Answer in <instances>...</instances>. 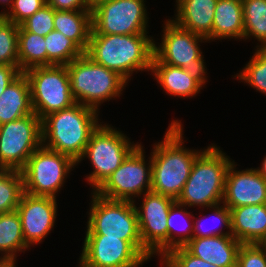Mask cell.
<instances>
[{
    "label": "cell",
    "mask_w": 266,
    "mask_h": 267,
    "mask_svg": "<svg viewBox=\"0 0 266 267\" xmlns=\"http://www.w3.org/2000/svg\"><path fill=\"white\" fill-rule=\"evenodd\" d=\"M85 235H106L128 241L147 261L152 254L142 245L135 202L111 200L91 192Z\"/></svg>",
    "instance_id": "cell-5"
},
{
    "label": "cell",
    "mask_w": 266,
    "mask_h": 267,
    "mask_svg": "<svg viewBox=\"0 0 266 267\" xmlns=\"http://www.w3.org/2000/svg\"><path fill=\"white\" fill-rule=\"evenodd\" d=\"M236 267H266V246L261 244H241Z\"/></svg>",
    "instance_id": "cell-37"
},
{
    "label": "cell",
    "mask_w": 266,
    "mask_h": 267,
    "mask_svg": "<svg viewBox=\"0 0 266 267\" xmlns=\"http://www.w3.org/2000/svg\"><path fill=\"white\" fill-rule=\"evenodd\" d=\"M162 42H154V56L164 64L180 67L199 74L207 80L204 56L199 43L208 42V39L185 30L176 25L171 19L163 26Z\"/></svg>",
    "instance_id": "cell-11"
},
{
    "label": "cell",
    "mask_w": 266,
    "mask_h": 267,
    "mask_svg": "<svg viewBox=\"0 0 266 267\" xmlns=\"http://www.w3.org/2000/svg\"><path fill=\"white\" fill-rule=\"evenodd\" d=\"M54 30L73 40L85 52L92 30V11L54 9Z\"/></svg>",
    "instance_id": "cell-24"
},
{
    "label": "cell",
    "mask_w": 266,
    "mask_h": 267,
    "mask_svg": "<svg viewBox=\"0 0 266 267\" xmlns=\"http://www.w3.org/2000/svg\"><path fill=\"white\" fill-rule=\"evenodd\" d=\"M19 25L0 16V65H19Z\"/></svg>",
    "instance_id": "cell-33"
},
{
    "label": "cell",
    "mask_w": 266,
    "mask_h": 267,
    "mask_svg": "<svg viewBox=\"0 0 266 267\" xmlns=\"http://www.w3.org/2000/svg\"><path fill=\"white\" fill-rule=\"evenodd\" d=\"M56 198L23 193L16 211L19 213L26 244L43 242L54 227L57 217Z\"/></svg>",
    "instance_id": "cell-16"
},
{
    "label": "cell",
    "mask_w": 266,
    "mask_h": 267,
    "mask_svg": "<svg viewBox=\"0 0 266 267\" xmlns=\"http://www.w3.org/2000/svg\"><path fill=\"white\" fill-rule=\"evenodd\" d=\"M76 166L70 156L42 145L34 151L21 170L24 192L32 196L56 198L57 192Z\"/></svg>",
    "instance_id": "cell-9"
},
{
    "label": "cell",
    "mask_w": 266,
    "mask_h": 267,
    "mask_svg": "<svg viewBox=\"0 0 266 267\" xmlns=\"http://www.w3.org/2000/svg\"><path fill=\"white\" fill-rule=\"evenodd\" d=\"M218 0H176L172 21L179 27L212 40L214 11Z\"/></svg>",
    "instance_id": "cell-20"
},
{
    "label": "cell",
    "mask_w": 266,
    "mask_h": 267,
    "mask_svg": "<svg viewBox=\"0 0 266 267\" xmlns=\"http://www.w3.org/2000/svg\"><path fill=\"white\" fill-rule=\"evenodd\" d=\"M30 247L23 237L22 225L17 211L0 213V263L15 265L16 255ZM19 251V252H18Z\"/></svg>",
    "instance_id": "cell-25"
},
{
    "label": "cell",
    "mask_w": 266,
    "mask_h": 267,
    "mask_svg": "<svg viewBox=\"0 0 266 267\" xmlns=\"http://www.w3.org/2000/svg\"><path fill=\"white\" fill-rule=\"evenodd\" d=\"M45 45L47 66L68 65L72 60L84 54V51L73 40L56 30H52L45 36Z\"/></svg>",
    "instance_id": "cell-29"
},
{
    "label": "cell",
    "mask_w": 266,
    "mask_h": 267,
    "mask_svg": "<svg viewBox=\"0 0 266 267\" xmlns=\"http://www.w3.org/2000/svg\"><path fill=\"white\" fill-rule=\"evenodd\" d=\"M184 207V205L175 201L168 212L167 253L174 248L184 247L193 238L192 222L194 221L193 218L195 216L194 214H191V212H188Z\"/></svg>",
    "instance_id": "cell-26"
},
{
    "label": "cell",
    "mask_w": 266,
    "mask_h": 267,
    "mask_svg": "<svg viewBox=\"0 0 266 267\" xmlns=\"http://www.w3.org/2000/svg\"><path fill=\"white\" fill-rule=\"evenodd\" d=\"M46 4L47 0H13L9 10L0 12V16L20 26Z\"/></svg>",
    "instance_id": "cell-35"
},
{
    "label": "cell",
    "mask_w": 266,
    "mask_h": 267,
    "mask_svg": "<svg viewBox=\"0 0 266 267\" xmlns=\"http://www.w3.org/2000/svg\"><path fill=\"white\" fill-rule=\"evenodd\" d=\"M42 145V120L36 113L0 125V168L21 171Z\"/></svg>",
    "instance_id": "cell-10"
},
{
    "label": "cell",
    "mask_w": 266,
    "mask_h": 267,
    "mask_svg": "<svg viewBox=\"0 0 266 267\" xmlns=\"http://www.w3.org/2000/svg\"><path fill=\"white\" fill-rule=\"evenodd\" d=\"M142 199L141 207L135 205L142 245L161 259L167 254L168 212L176 200L152 190Z\"/></svg>",
    "instance_id": "cell-14"
},
{
    "label": "cell",
    "mask_w": 266,
    "mask_h": 267,
    "mask_svg": "<svg viewBox=\"0 0 266 267\" xmlns=\"http://www.w3.org/2000/svg\"><path fill=\"white\" fill-rule=\"evenodd\" d=\"M129 139L122 131L111 127V125L101 124V122L93 131L83 155L76 162L78 165L86 157L90 159L93 172L86 176V180L90 187L92 186L93 192L118 169L139 145L138 142L137 144L131 143Z\"/></svg>",
    "instance_id": "cell-7"
},
{
    "label": "cell",
    "mask_w": 266,
    "mask_h": 267,
    "mask_svg": "<svg viewBox=\"0 0 266 267\" xmlns=\"http://www.w3.org/2000/svg\"><path fill=\"white\" fill-rule=\"evenodd\" d=\"M151 72L165 93L173 97H194L201 92V87L207 82L199 74L161 63L155 56H153Z\"/></svg>",
    "instance_id": "cell-18"
},
{
    "label": "cell",
    "mask_w": 266,
    "mask_h": 267,
    "mask_svg": "<svg viewBox=\"0 0 266 267\" xmlns=\"http://www.w3.org/2000/svg\"><path fill=\"white\" fill-rule=\"evenodd\" d=\"M181 121L173 120L163 141L153 144L151 190L177 200L188 180L192 165L203 150L184 146Z\"/></svg>",
    "instance_id": "cell-1"
},
{
    "label": "cell",
    "mask_w": 266,
    "mask_h": 267,
    "mask_svg": "<svg viewBox=\"0 0 266 267\" xmlns=\"http://www.w3.org/2000/svg\"><path fill=\"white\" fill-rule=\"evenodd\" d=\"M145 0H109L92 11L91 34H148Z\"/></svg>",
    "instance_id": "cell-13"
},
{
    "label": "cell",
    "mask_w": 266,
    "mask_h": 267,
    "mask_svg": "<svg viewBox=\"0 0 266 267\" xmlns=\"http://www.w3.org/2000/svg\"><path fill=\"white\" fill-rule=\"evenodd\" d=\"M0 267H16V265H1Z\"/></svg>",
    "instance_id": "cell-43"
},
{
    "label": "cell",
    "mask_w": 266,
    "mask_h": 267,
    "mask_svg": "<svg viewBox=\"0 0 266 267\" xmlns=\"http://www.w3.org/2000/svg\"><path fill=\"white\" fill-rule=\"evenodd\" d=\"M220 205L221 204L210 207L211 211L214 212L210 214L212 216L211 218H213V221H215L214 223L217 222V224H220L219 225L220 228L219 226L217 228L212 225L209 228V226L206 225L207 223H205V221L202 222L203 219H205L206 215H203V218H198V217L196 219L194 218L193 220L195 221H193V238H202V237H210V236H232L230 209L224 204L221 206ZM208 218H206V220ZM223 227L227 229L226 232L223 231Z\"/></svg>",
    "instance_id": "cell-31"
},
{
    "label": "cell",
    "mask_w": 266,
    "mask_h": 267,
    "mask_svg": "<svg viewBox=\"0 0 266 267\" xmlns=\"http://www.w3.org/2000/svg\"><path fill=\"white\" fill-rule=\"evenodd\" d=\"M232 159L211 144L194 161L190 176L181 195L176 200L185 207L209 208L222 204L225 191L226 172Z\"/></svg>",
    "instance_id": "cell-4"
},
{
    "label": "cell",
    "mask_w": 266,
    "mask_h": 267,
    "mask_svg": "<svg viewBox=\"0 0 266 267\" xmlns=\"http://www.w3.org/2000/svg\"><path fill=\"white\" fill-rule=\"evenodd\" d=\"M47 4L55 10H90L87 0H47Z\"/></svg>",
    "instance_id": "cell-38"
},
{
    "label": "cell",
    "mask_w": 266,
    "mask_h": 267,
    "mask_svg": "<svg viewBox=\"0 0 266 267\" xmlns=\"http://www.w3.org/2000/svg\"><path fill=\"white\" fill-rule=\"evenodd\" d=\"M45 37L27 32L21 25L18 29L19 70L26 71L36 66H47Z\"/></svg>",
    "instance_id": "cell-27"
},
{
    "label": "cell",
    "mask_w": 266,
    "mask_h": 267,
    "mask_svg": "<svg viewBox=\"0 0 266 267\" xmlns=\"http://www.w3.org/2000/svg\"><path fill=\"white\" fill-rule=\"evenodd\" d=\"M236 166L233 160L227 169L222 204L229 209L266 204V179L256 168L237 171Z\"/></svg>",
    "instance_id": "cell-17"
},
{
    "label": "cell",
    "mask_w": 266,
    "mask_h": 267,
    "mask_svg": "<svg viewBox=\"0 0 266 267\" xmlns=\"http://www.w3.org/2000/svg\"><path fill=\"white\" fill-rule=\"evenodd\" d=\"M23 193L22 172L0 168V213L16 211Z\"/></svg>",
    "instance_id": "cell-30"
},
{
    "label": "cell",
    "mask_w": 266,
    "mask_h": 267,
    "mask_svg": "<svg viewBox=\"0 0 266 267\" xmlns=\"http://www.w3.org/2000/svg\"><path fill=\"white\" fill-rule=\"evenodd\" d=\"M97 110L75 103L42 119L43 146L70 156L77 162L85 151L91 134L99 126Z\"/></svg>",
    "instance_id": "cell-3"
},
{
    "label": "cell",
    "mask_w": 266,
    "mask_h": 267,
    "mask_svg": "<svg viewBox=\"0 0 266 267\" xmlns=\"http://www.w3.org/2000/svg\"><path fill=\"white\" fill-rule=\"evenodd\" d=\"M67 66L71 94L76 103L99 111V105L120 97L127 81L117 72L92 61L86 54Z\"/></svg>",
    "instance_id": "cell-6"
},
{
    "label": "cell",
    "mask_w": 266,
    "mask_h": 267,
    "mask_svg": "<svg viewBox=\"0 0 266 267\" xmlns=\"http://www.w3.org/2000/svg\"><path fill=\"white\" fill-rule=\"evenodd\" d=\"M212 25V41L243 39L244 20L242 0H218Z\"/></svg>",
    "instance_id": "cell-23"
},
{
    "label": "cell",
    "mask_w": 266,
    "mask_h": 267,
    "mask_svg": "<svg viewBox=\"0 0 266 267\" xmlns=\"http://www.w3.org/2000/svg\"><path fill=\"white\" fill-rule=\"evenodd\" d=\"M240 73L234 77L266 95V48H257Z\"/></svg>",
    "instance_id": "cell-32"
},
{
    "label": "cell",
    "mask_w": 266,
    "mask_h": 267,
    "mask_svg": "<svg viewBox=\"0 0 266 267\" xmlns=\"http://www.w3.org/2000/svg\"><path fill=\"white\" fill-rule=\"evenodd\" d=\"M256 169L266 179V156L263 158L262 165Z\"/></svg>",
    "instance_id": "cell-40"
},
{
    "label": "cell",
    "mask_w": 266,
    "mask_h": 267,
    "mask_svg": "<svg viewBox=\"0 0 266 267\" xmlns=\"http://www.w3.org/2000/svg\"><path fill=\"white\" fill-rule=\"evenodd\" d=\"M21 26L27 31L37 35L46 36L54 30V8L46 4L27 20Z\"/></svg>",
    "instance_id": "cell-36"
},
{
    "label": "cell",
    "mask_w": 266,
    "mask_h": 267,
    "mask_svg": "<svg viewBox=\"0 0 266 267\" xmlns=\"http://www.w3.org/2000/svg\"><path fill=\"white\" fill-rule=\"evenodd\" d=\"M20 73L19 65H0V95Z\"/></svg>",
    "instance_id": "cell-39"
},
{
    "label": "cell",
    "mask_w": 266,
    "mask_h": 267,
    "mask_svg": "<svg viewBox=\"0 0 266 267\" xmlns=\"http://www.w3.org/2000/svg\"><path fill=\"white\" fill-rule=\"evenodd\" d=\"M260 244L266 246V237H265V239Z\"/></svg>",
    "instance_id": "cell-44"
},
{
    "label": "cell",
    "mask_w": 266,
    "mask_h": 267,
    "mask_svg": "<svg viewBox=\"0 0 266 267\" xmlns=\"http://www.w3.org/2000/svg\"><path fill=\"white\" fill-rule=\"evenodd\" d=\"M144 153L140 143L95 193L111 200L135 202V197L151 191L152 159L150 156L147 163Z\"/></svg>",
    "instance_id": "cell-12"
},
{
    "label": "cell",
    "mask_w": 266,
    "mask_h": 267,
    "mask_svg": "<svg viewBox=\"0 0 266 267\" xmlns=\"http://www.w3.org/2000/svg\"><path fill=\"white\" fill-rule=\"evenodd\" d=\"M232 236L241 244H260L266 237V204L230 209Z\"/></svg>",
    "instance_id": "cell-21"
},
{
    "label": "cell",
    "mask_w": 266,
    "mask_h": 267,
    "mask_svg": "<svg viewBox=\"0 0 266 267\" xmlns=\"http://www.w3.org/2000/svg\"><path fill=\"white\" fill-rule=\"evenodd\" d=\"M30 86L33 112L42 120L45 116L71 107V94L66 65L36 66L24 71Z\"/></svg>",
    "instance_id": "cell-8"
},
{
    "label": "cell",
    "mask_w": 266,
    "mask_h": 267,
    "mask_svg": "<svg viewBox=\"0 0 266 267\" xmlns=\"http://www.w3.org/2000/svg\"><path fill=\"white\" fill-rule=\"evenodd\" d=\"M79 267H140L147 260L126 240L85 235Z\"/></svg>",
    "instance_id": "cell-15"
},
{
    "label": "cell",
    "mask_w": 266,
    "mask_h": 267,
    "mask_svg": "<svg viewBox=\"0 0 266 267\" xmlns=\"http://www.w3.org/2000/svg\"><path fill=\"white\" fill-rule=\"evenodd\" d=\"M244 36L253 37L260 42L256 48H266V0H242Z\"/></svg>",
    "instance_id": "cell-28"
},
{
    "label": "cell",
    "mask_w": 266,
    "mask_h": 267,
    "mask_svg": "<svg viewBox=\"0 0 266 267\" xmlns=\"http://www.w3.org/2000/svg\"><path fill=\"white\" fill-rule=\"evenodd\" d=\"M33 113L29 82L21 72L0 95V125Z\"/></svg>",
    "instance_id": "cell-22"
},
{
    "label": "cell",
    "mask_w": 266,
    "mask_h": 267,
    "mask_svg": "<svg viewBox=\"0 0 266 267\" xmlns=\"http://www.w3.org/2000/svg\"><path fill=\"white\" fill-rule=\"evenodd\" d=\"M160 262L163 267H218L192 255L185 247L172 249L161 258Z\"/></svg>",
    "instance_id": "cell-34"
},
{
    "label": "cell",
    "mask_w": 266,
    "mask_h": 267,
    "mask_svg": "<svg viewBox=\"0 0 266 267\" xmlns=\"http://www.w3.org/2000/svg\"><path fill=\"white\" fill-rule=\"evenodd\" d=\"M0 4L3 5V6H8V10L9 8L12 6L13 4V0H0Z\"/></svg>",
    "instance_id": "cell-42"
},
{
    "label": "cell",
    "mask_w": 266,
    "mask_h": 267,
    "mask_svg": "<svg viewBox=\"0 0 266 267\" xmlns=\"http://www.w3.org/2000/svg\"><path fill=\"white\" fill-rule=\"evenodd\" d=\"M241 243L233 236L192 238L184 247L194 256L218 267H236Z\"/></svg>",
    "instance_id": "cell-19"
},
{
    "label": "cell",
    "mask_w": 266,
    "mask_h": 267,
    "mask_svg": "<svg viewBox=\"0 0 266 267\" xmlns=\"http://www.w3.org/2000/svg\"><path fill=\"white\" fill-rule=\"evenodd\" d=\"M154 42L147 34H90L84 54L129 82L134 72L151 71Z\"/></svg>",
    "instance_id": "cell-2"
},
{
    "label": "cell",
    "mask_w": 266,
    "mask_h": 267,
    "mask_svg": "<svg viewBox=\"0 0 266 267\" xmlns=\"http://www.w3.org/2000/svg\"><path fill=\"white\" fill-rule=\"evenodd\" d=\"M109 1V0H87L88 8L92 10L97 5H99L102 2Z\"/></svg>",
    "instance_id": "cell-41"
}]
</instances>
